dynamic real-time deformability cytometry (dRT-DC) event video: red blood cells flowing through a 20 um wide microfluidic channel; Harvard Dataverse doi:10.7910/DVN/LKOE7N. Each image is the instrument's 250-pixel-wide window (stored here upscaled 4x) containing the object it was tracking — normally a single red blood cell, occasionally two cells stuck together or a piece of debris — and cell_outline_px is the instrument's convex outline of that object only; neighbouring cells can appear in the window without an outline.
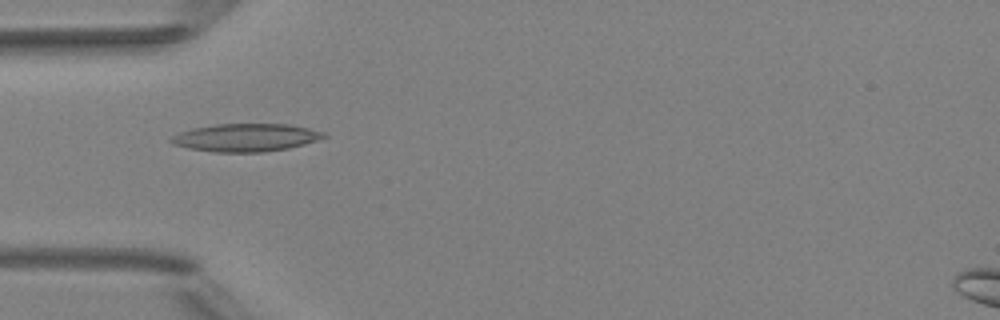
{"species": "Egyptian fruit bat (a non-hibernating species)", "species_latin": "Rousettus aegyptiacus", "temperature_condition": "room temperature", "stored_images_in_passage": 7, "camera_frame_rate_fps": 3000, "um_per_image_px": 0.085, "animal": {"sex": "female"}, "frame": {"image": 1, "passage_image": 5, "time_ms": 4.667, "image_size_px": [1000, 320], "cell_outline_px": [[328, 136], [304, 144], [288, 148], [264, 152], [212, 152], [188, 148], [172, 144], [168, 140], [172, 136], [180, 132], [192, 128], [216, 124], [288, 124], [328, 132]], "centroid_in_image_um": [20.89, 11.69], "position_along_channel_um": 64.1, "area_um2": 24.91}}
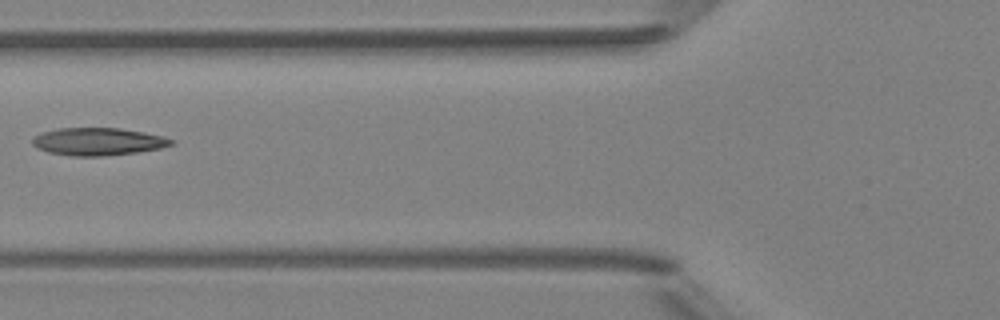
{"frame": {"image": 2, "passage_image": 6, "time_ms": 6.0, "image_size_px": [1000, 320], "cell_outline_px": [[172, 144], [160, 148], [136, 152], [100, 156], [72, 156], [48, 152], [36, 148], [32, 144], [32, 136], [56, 128], [120, 128], [144, 132], [160, 136], [172, 140]], "centroid_in_image_um": [8.25, 12.03], "position_along_channel_um": 117.5, "area_um2": 22.14}}
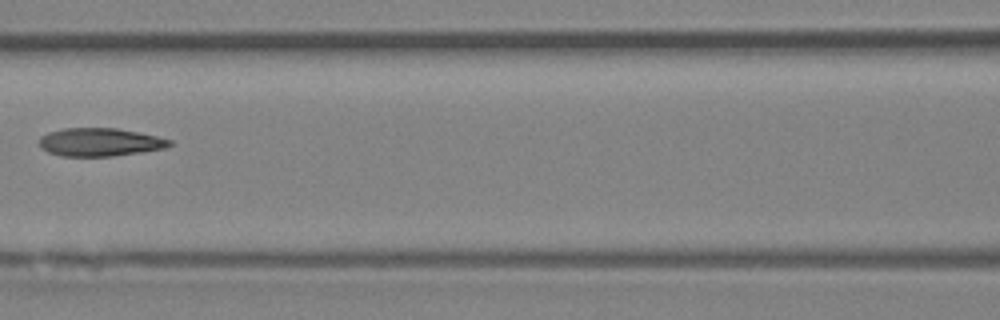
{"frame": {"image": 3, "passage_image": 7, "time_ms": 7.0, "image_size_px": [1000, 320], "cell_outline_px": [[172, 144], [164, 148], [140, 152], [112, 156], [60, 156], [48, 152], [40, 148], [40, 136], [48, 132], [64, 128], [116, 128], [140, 132], [172, 140]], "centroid_in_image_um": [8.47, 12.08], "position_along_channel_um": 158.1, "area_um2": 21.39}}